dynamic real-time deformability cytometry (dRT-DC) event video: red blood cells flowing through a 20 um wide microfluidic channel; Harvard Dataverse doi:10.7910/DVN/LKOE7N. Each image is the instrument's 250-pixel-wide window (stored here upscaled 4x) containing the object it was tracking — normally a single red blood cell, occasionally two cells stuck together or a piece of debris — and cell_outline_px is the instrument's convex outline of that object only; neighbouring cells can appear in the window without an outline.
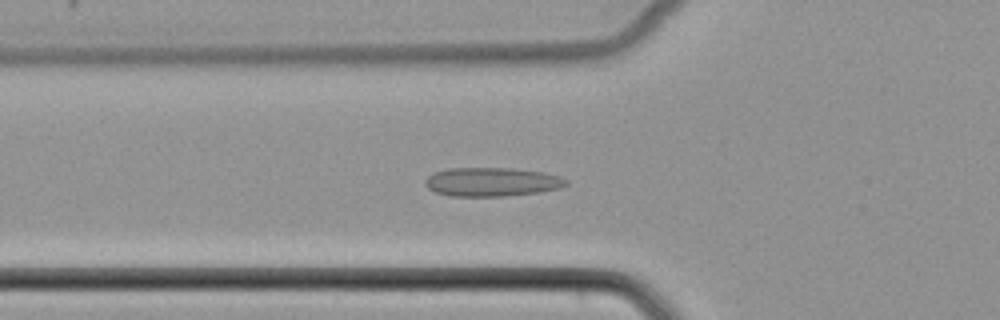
{"species": "common noctule bat (a hibernating species)", "species_latin": "Nyctalus noctula", "temperature_condition": "cold", "stored_images_in_passage": 51, "camera_frame_rate_fps": 3000, "um_per_image_px": 0.085, "animal": {"sex": "female", "body_mass_g": 22.7, "forearm_length_mm": 54.2}, "frame": {"image": 1, "passage_image": 18, "time_ms": 5.667, "image_size_px": [1000, 320], "cell_outline_px": [[568, 184], [560, 188], [540, 192], [504, 196], [448, 196], [436, 192], [428, 188], [424, 184], [424, 180], [432, 172], [448, 168], [512, 168], [544, 172], [560, 176], [568, 180]], "centroid_in_image_um": [41.8, 15.46], "position_along_channel_um": 84.0, "area_um2": 23.93}}
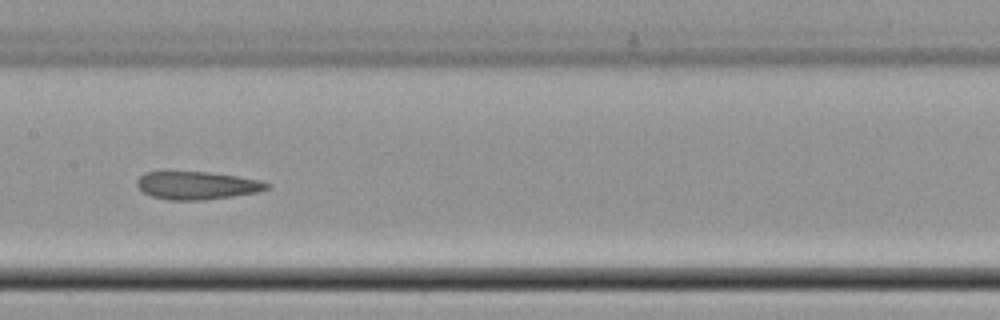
{"frame": {"image": 2, "passage_image": 26, "time_ms": 8.333, "image_size_px": [1000, 320], "cell_outline_px": [[272, 184], [268, 188], [256, 192], [232, 196], [200, 200], [168, 200], [152, 196], [144, 192], [136, 184], [136, 180], [144, 172], [208, 172], [236, 176], [260, 180]], "centroid_in_image_um": [16.74, 15.76], "position_along_channel_um": 190.7, "area_um2": 20.92}}
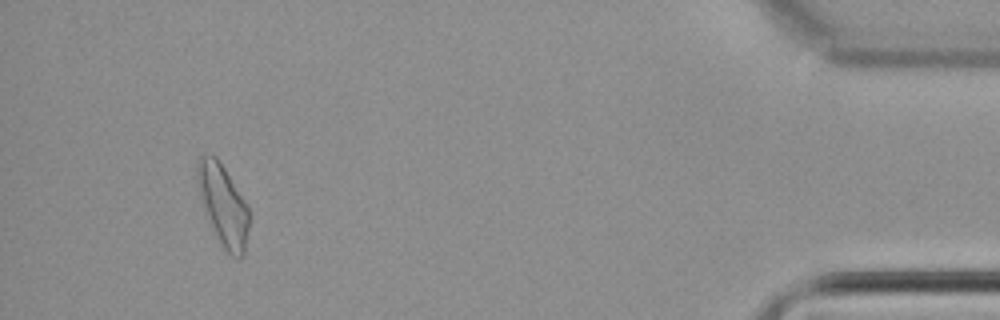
{"frame": {"image": 3, "passage_image": 48, "time_ms": 15.667, "image_size_px": [1000, 320], "cell_outline_px": [[248, 228], [244, 256], [240, 260], [236, 260], [224, 248], [208, 220], [200, 200], [196, 180], [196, 164], [200, 156], [204, 152], [208, 152], [216, 156], [248, 204]], "centroid_in_image_um": [18.94, 17.39], "position_along_channel_um": 416.3, "area_um2": 24.68}}